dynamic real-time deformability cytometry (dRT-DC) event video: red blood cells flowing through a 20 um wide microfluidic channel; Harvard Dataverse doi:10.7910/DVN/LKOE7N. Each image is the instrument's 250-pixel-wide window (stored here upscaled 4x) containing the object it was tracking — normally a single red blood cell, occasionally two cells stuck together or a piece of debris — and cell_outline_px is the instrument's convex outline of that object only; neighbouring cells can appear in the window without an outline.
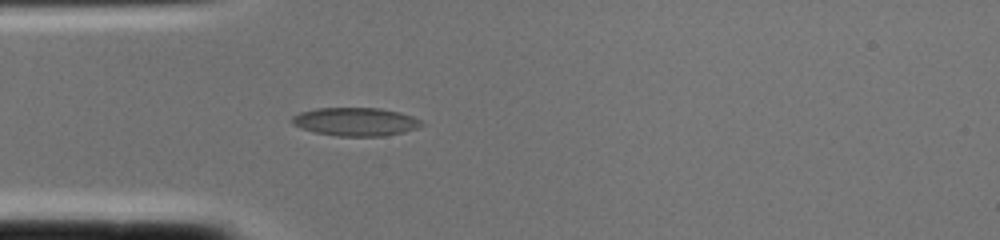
{"species": "common noctule bat (a hibernating species)", "species_latin": "Nyctalus noctula", "temperature_condition": "cold", "stored_images_in_passage": 2, "camera_frame_rate_fps": 3000, "um_per_image_px": 0.085, "animal": {"sex": "female", "body_mass_g": 22.0, "forearm_length_mm": 56.7}, "frame": {"image": 1, "passage_image": 2, "time_ms": 0.333, "image_size_px": [1000, 240], "cell_outline_px": [[424, 124], [416, 128], [404, 132], [384, 136], [336, 136], [312, 132], [300, 128], [292, 124], [288, 120], [292, 116], [300, 112], [316, 108], [380, 108], [400, 112], [412, 116], [420, 120]], "centroid_in_image_um": [30.17, 10.35], "position_along_channel_um": 54.8, "area_um2": 21.62}}